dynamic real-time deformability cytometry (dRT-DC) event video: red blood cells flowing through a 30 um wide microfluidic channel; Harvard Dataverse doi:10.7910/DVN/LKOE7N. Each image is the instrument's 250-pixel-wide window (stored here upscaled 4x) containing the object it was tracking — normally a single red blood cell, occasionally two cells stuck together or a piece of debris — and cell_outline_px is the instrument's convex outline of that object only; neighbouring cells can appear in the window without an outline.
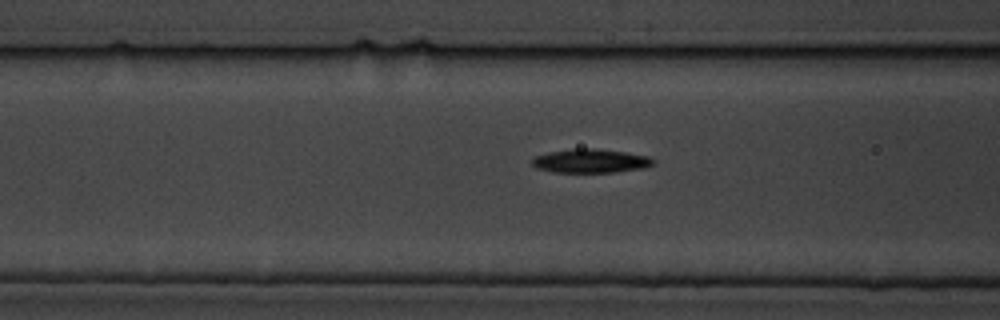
{"species": "common noctule bat (a hibernating species)", "species_latin": "Nyctalus noctula", "temperature_condition": "cold", "stored_images_in_passage": 8, "segment_of_instrument_passage": [2, 2], "camera_frame_rate_fps": 3000, "um_per_image_px": 0.085, "animal": {"sex": "male", "body_mass_g": 19.5, "forearm_length_mm": 54.6}, "frame": {"image": 1, "passage_image": 8, "time_ms": 8.0, "image_size_px": [1000, 320], "cell_outline_px": [[656, 160], [652, 164], [644, 168], [616, 172], [552, 172], [536, 168], [532, 164], [532, 160], [536, 156], [548, 152], [572, 148], [596, 148], [624, 152], [648, 156]], "centroid_in_image_um": [50.19, 13.67], "position_along_channel_um": 116.4, "area_um2": 16.88}}